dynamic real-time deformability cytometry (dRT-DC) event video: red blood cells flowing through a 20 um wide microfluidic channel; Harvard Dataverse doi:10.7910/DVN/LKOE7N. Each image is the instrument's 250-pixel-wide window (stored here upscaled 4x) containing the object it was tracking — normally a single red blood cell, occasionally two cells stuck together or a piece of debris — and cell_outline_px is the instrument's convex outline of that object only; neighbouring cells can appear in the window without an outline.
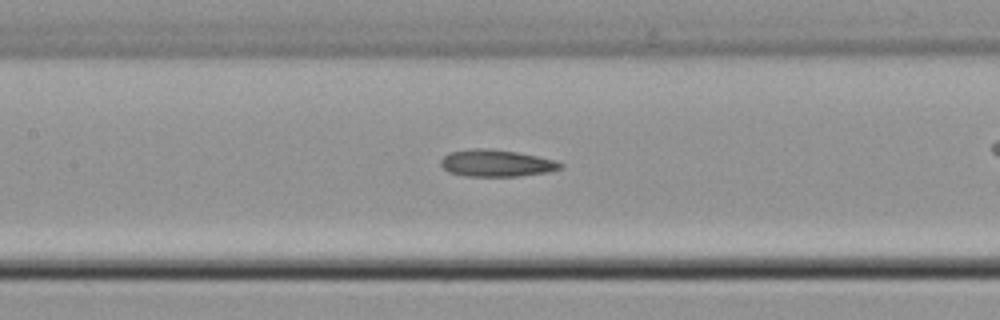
{"species": "common noctule bat (a hibernating species)", "species_latin": "Nyctalus noctula", "temperature_condition": "cold", "stored_images_in_passage": 43, "camera_frame_rate_fps": 3000, "um_per_image_px": 0.085, "animal": {"sex": "male", "body_mass_g": 21.5, "forearm_length_mm": 52.0}, "frame": {"image": 1, "passage_image": 25, "time_ms": 8.0, "image_size_px": [1000, 320], "cell_outline_px": [[564, 168], [548, 172], [516, 176], [464, 176], [448, 172], [440, 164], [440, 160], [448, 152], [472, 148], [484, 148], [516, 152], [556, 160], [564, 164]], "centroid_in_image_um": [42.18, 13.87], "position_along_channel_um": 165.2, "area_um2": 18.84}}
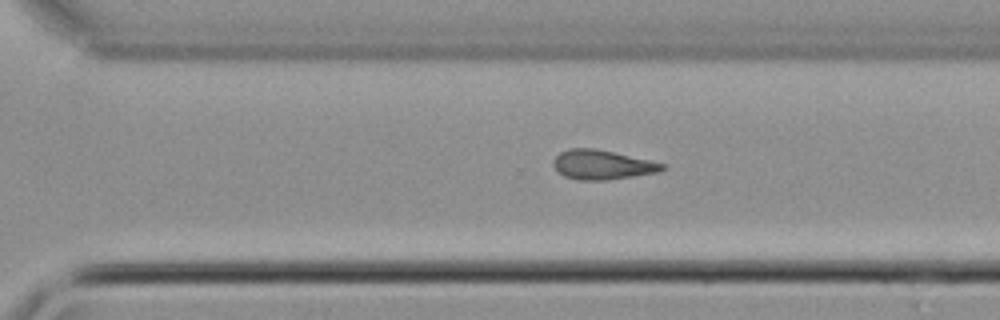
{"frame": {"image": 2, "passage_image": 37, "time_ms": 12.0, "image_size_px": [1000, 320], "cell_outline_px": [[668, 168], [660, 172], [608, 180], [576, 180], [564, 176], [556, 172], [552, 164], [552, 160], [560, 152], [568, 148], [592, 148], [612, 152], [648, 160], [664, 164]], "centroid_in_image_um": [51.14, 14.02], "position_along_channel_um": 319.5, "area_um2": 18.79}}